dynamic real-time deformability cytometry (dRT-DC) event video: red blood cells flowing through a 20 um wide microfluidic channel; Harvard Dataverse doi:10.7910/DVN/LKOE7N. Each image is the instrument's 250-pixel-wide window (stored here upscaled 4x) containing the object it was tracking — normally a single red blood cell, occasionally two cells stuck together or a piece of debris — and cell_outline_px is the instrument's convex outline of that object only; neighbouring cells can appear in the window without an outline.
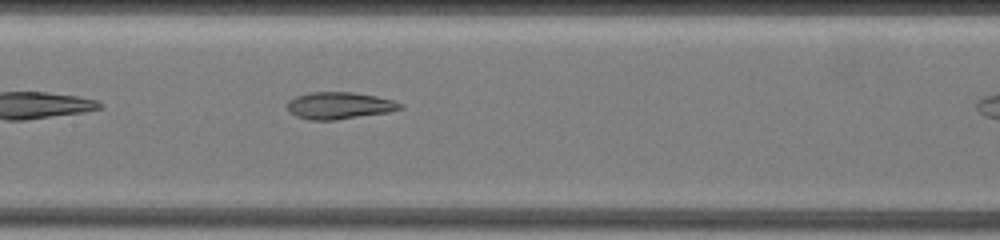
{"species": "common noctule bat (a hibernating species)", "species_latin": "Nyctalus noctula", "temperature_condition": "warm", "stored_images_in_passage": 11, "camera_frame_rate_fps": 3000, "um_per_image_px": 0.085, "animal": {"sex": "female", "body_mass_g": 19.5, "forearm_length_mm": 54.1}, "frame": {"image": 1, "passage_image": 5, "time_ms": 3.0, "image_size_px": [1000, 240], "cell_outline_px": [[404, 108], [388, 112], [336, 120], [308, 120], [296, 116], [288, 112], [288, 100], [296, 96], [308, 92], [352, 92], [376, 96], [392, 100], [404, 104]], "centroid_in_image_um": [28.83, 8.97], "position_along_channel_um": 178.6, "area_um2": 17.86}}
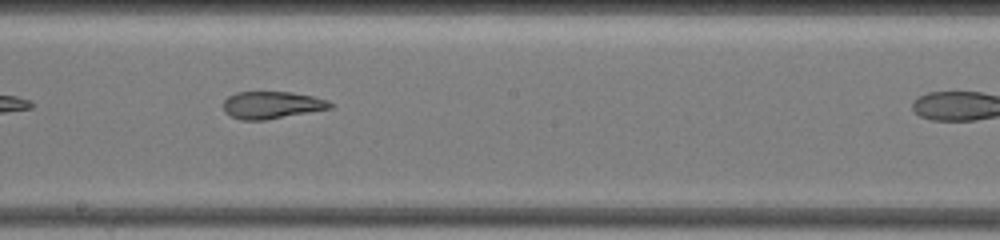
{"frame": {"image": 2, "passage_image": 8, "time_ms": 4.333, "image_size_px": [1000, 240], "cell_outline_px": [[332, 108], [264, 120], [240, 120], [224, 112], [224, 100], [228, 96], [236, 92], [292, 92], [312, 96], [328, 100], [332, 104]], "centroid_in_image_um": [23.09, 8.92], "position_along_channel_um": 225.1, "area_um2": 16.88}}